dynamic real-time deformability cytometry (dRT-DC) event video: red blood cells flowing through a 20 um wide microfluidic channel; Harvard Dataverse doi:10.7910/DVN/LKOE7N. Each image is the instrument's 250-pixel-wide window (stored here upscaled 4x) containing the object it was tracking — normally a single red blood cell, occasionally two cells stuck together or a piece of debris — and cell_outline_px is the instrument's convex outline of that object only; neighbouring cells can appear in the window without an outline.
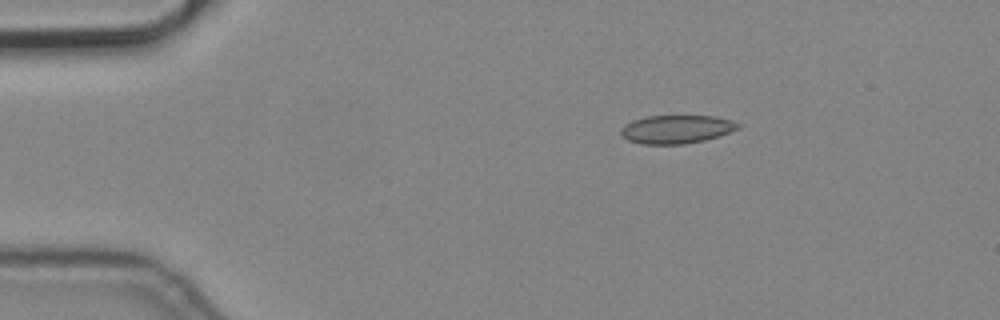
{"species": "common noctule bat (a hibernating species)", "species_latin": "Nyctalus noctula", "temperature_condition": "cold", "stored_images_in_passage": 4, "camera_frame_rate_fps": 3000, "um_per_image_px": 0.085, "animal": {"sex": "male", "body_mass_g": 19.2, "forearm_length_mm": 51.8}, "frame": {"image": 1, "passage_image": 3, "time_ms": 0.667, "image_size_px": [1000, 320], "cell_outline_px": [[740, 128], [704, 140], [684, 144], [644, 144], [628, 140], [620, 136], [620, 128], [624, 124], [632, 120], [648, 116], [716, 116], [732, 120], [740, 124]], "centroid_in_image_um": [57.45, 10.98], "position_along_channel_um": 27.5, "area_um2": 19.36}}